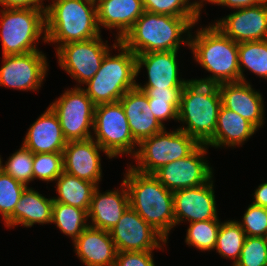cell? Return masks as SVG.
Here are the masks:
<instances>
[{
	"label": "cell",
	"instance_id": "45",
	"mask_svg": "<svg viewBox=\"0 0 267 266\" xmlns=\"http://www.w3.org/2000/svg\"><path fill=\"white\" fill-rule=\"evenodd\" d=\"M3 170V164H2V159L0 157V172Z\"/></svg>",
	"mask_w": 267,
	"mask_h": 266
},
{
	"label": "cell",
	"instance_id": "25",
	"mask_svg": "<svg viewBox=\"0 0 267 266\" xmlns=\"http://www.w3.org/2000/svg\"><path fill=\"white\" fill-rule=\"evenodd\" d=\"M53 198H45L39 192L29 188L23 191L13 214L4 222L7 227L22 224L32 227L35 223L52 222Z\"/></svg>",
	"mask_w": 267,
	"mask_h": 266
},
{
	"label": "cell",
	"instance_id": "20",
	"mask_svg": "<svg viewBox=\"0 0 267 266\" xmlns=\"http://www.w3.org/2000/svg\"><path fill=\"white\" fill-rule=\"evenodd\" d=\"M121 189L100 193L97 186L92 194L88 218L90 227L110 231L130 206L129 193L124 181Z\"/></svg>",
	"mask_w": 267,
	"mask_h": 266
},
{
	"label": "cell",
	"instance_id": "12",
	"mask_svg": "<svg viewBox=\"0 0 267 266\" xmlns=\"http://www.w3.org/2000/svg\"><path fill=\"white\" fill-rule=\"evenodd\" d=\"M207 148L200 144L189 156L162 166L153 175L172 192L203 185L213 177L212 167L204 159Z\"/></svg>",
	"mask_w": 267,
	"mask_h": 266
},
{
	"label": "cell",
	"instance_id": "8",
	"mask_svg": "<svg viewBox=\"0 0 267 266\" xmlns=\"http://www.w3.org/2000/svg\"><path fill=\"white\" fill-rule=\"evenodd\" d=\"M199 145L195 138L179 128L169 133L164 128L138 144L140 149H136L133 156L137 167H130L144 174H154L162 166L189 156Z\"/></svg>",
	"mask_w": 267,
	"mask_h": 266
},
{
	"label": "cell",
	"instance_id": "5",
	"mask_svg": "<svg viewBox=\"0 0 267 266\" xmlns=\"http://www.w3.org/2000/svg\"><path fill=\"white\" fill-rule=\"evenodd\" d=\"M221 106L217 84L196 79L187 80L181 92L178 109V122L187 126L179 129L200 144H206L214 136Z\"/></svg>",
	"mask_w": 267,
	"mask_h": 266
},
{
	"label": "cell",
	"instance_id": "1",
	"mask_svg": "<svg viewBox=\"0 0 267 266\" xmlns=\"http://www.w3.org/2000/svg\"><path fill=\"white\" fill-rule=\"evenodd\" d=\"M200 18H184L144 11L120 40L135 55L154 51H176L190 43V29ZM188 31V32H187ZM187 32L186 39L181 35Z\"/></svg>",
	"mask_w": 267,
	"mask_h": 266
},
{
	"label": "cell",
	"instance_id": "35",
	"mask_svg": "<svg viewBox=\"0 0 267 266\" xmlns=\"http://www.w3.org/2000/svg\"><path fill=\"white\" fill-rule=\"evenodd\" d=\"M63 171V152L34 153L33 180L55 181Z\"/></svg>",
	"mask_w": 267,
	"mask_h": 266
},
{
	"label": "cell",
	"instance_id": "33",
	"mask_svg": "<svg viewBox=\"0 0 267 266\" xmlns=\"http://www.w3.org/2000/svg\"><path fill=\"white\" fill-rule=\"evenodd\" d=\"M33 159L34 153L22 145L18 151L9 156L3 165V171L27 186L33 181Z\"/></svg>",
	"mask_w": 267,
	"mask_h": 266
},
{
	"label": "cell",
	"instance_id": "43",
	"mask_svg": "<svg viewBox=\"0 0 267 266\" xmlns=\"http://www.w3.org/2000/svg\"><path fill=\"white\" fill-rule=\"evenodd\" d=\"M253 199L255 200L252 204L267 208V182L258 186L255 190Z\"/></svg>",
	"mask_w": 267,
	"mask_h": 266
},
{
	"label": "cell",
	"instance_id": "18",
	"mask_svg": "<svg viewBox=\"0 0 267 266\" xmlns=\"http://www.w3.org/2000/svg\"><path fill=\"white\" fill-rule=\"evenodd\" d=\"M217 86L223 107L236 112L256 129L263 126V97L262 94L252 88L248 81L226 82Z\"/></svg>",
	"mask_w": 267,
	"mask_h": 266
},
{
	"label": "cell",
	"instance_id": "41",
	"mask_svg": "<svg viewBox=\"0 0 267 266\" xmlns=\"http://www.w3.org/2000/svg\"><path fill=\"white\" fill-rule=\"evenodd\" d=\"M43 0H0V5L4 8L19 9V8H36L46 10L43 6Z\"/></svg>",
	"mask_w": 267,
	"mask_h": 266
},
{
	"label": "cell",
	"instance_id": "22",
	"mask_svg": "<svg viewBox=\"0 0 267 266\" xmlns=\"http://www.w3.org/2000/svg\"><path fill=\"white\" fill-rule=\"evenodd\" d=\"M134 140L139 144L164 128L154 117L147 96L138 88L127 91L119 100Z\"/></svg>",
	"mask_w": 267,
	"mask_h": 266
},
{
	"label": "cell",
	"instance_id": "4",
	"mask_svg": "<svg viewBox=\"0 0 267 266\" xmlns=\"http://www.w3.org/2000/svg\"><path fill=\"white\" fill-rule=\"evenodd\" d=\"M189 48L194 60L212 75L199 81L220 84L240 81L238 43L210 25L190 34Z\"/></svg>",
	"mask_w": 267,
	"mask_h": 266
},
{
	"label": "cell",
	"instance_id": "16",
	"mask_svg": "<svg viewBox=\"0 0 267 266\" xmlns=\"http://www.w3.org/2000/svg\"><path fill=\"white\" fill-rule=\"evenodd\" d=\"M213 186L211 179L203 185L173 192L175 225L218 218Z\"/></svg>",
	"mask_w": 267,
	"mask_h": 266
},
{
	"label": "cell",
	"instance_id": "9",
	"mask_svg": "<svg viewBox=\"0 0 267 266\" xmlns=\"http://www.w3.org/2000/svg\"><path fill=\"white\" fill-rule=\"evenodd\" d=\"M96 138H93L112 158L117 155H135L134 140L129 122L121 103L100 104L95 107L93 130Z\"/></svg>",
	"mask_w": 267,
	"mask_h": 266
},
{
	"label": "cell",
	"instance_id": "44",
	"mask_svg": "<svg viewBox=\"0 0 267 266\" xmlns=\"http://www.w3.org/2000/svg\"><path fill=\"white\" fill-rule=\"evenodd\" d=\"M206 1V0H201L198 2V6L202 9V6H204L203 2Z\"/></svg>",
	"mask_w": 267,
	"mask_h": 266
},
{
	"label": "cell",
	"instance_id": "3",
	"mask_svg": "<svg viewBox=\"0 0 267 266\" xmlns=\"http://www.w3.org/2000/svg\"><path fill=\"white\" fill-rule=\"evenodd\" d=\"M46 6V42L61 45L99 37L97 7L94 0H52Z\"/></svg>",
	"mask_w": 267,
	"mask_h": 266
},
{
	"label": "cell",
	"instance_id": "40",
	"mask_svg": "<svg viewBox=\"0 0 267 266\" xmlns=\"http://www.w3.org/2000/svg\"><path fill=\"white\" fill-rule=\"evenodd\" d=\"M148 100H161L167 103H180L183 88H138Z\"/></svg>",
	"mask_w": 267,
	"mask_h": 266
},
{
	"label": "cell",
	"instance_id": "31",
	"mask_svg": "<svg viewBox=\"0 0 267 266\" xmlns=\"http://www.w3.org/2000/svg\"><path fill=\"white\" fill-rule=\"evenodd\" d=\"M144 11L184 18H200L198 1L190 0H141ZM190 2V3H189Z\"/></svg>",
	"mask_w": 267,
	"mask_h": 266
},
{
	"label": "cell",
	"instance_id": "13",
	"mask_svg": "<svg viewBox=\"0 0 267 266\" xmlns=\"http://www.w3.org/2000/svg\"><path fill=\"white\" fill-rule=\"evenodd\" d=\"M109 233L118 252L153 251L156 248L161 249L162 244L167 243V240L130 206Z\"/></svg>",
	"mask_w": 267,
	"mask_h": 266
},
{
	"label": "cell",
	"instance_id": "21",
	"mask_svg": "<svg viewBox=\"0 0 267 266\" xmlns=\"http://www.w3.org/2000/svg\"><path fill=\"white\" fill-rule=\"evenodd\" d=\"M73 244L85 266H115L118 251L109 231L88 226Z\"/></svg>",
	"mask_w": 267,
	"mask_h": 266
},
{
	"label": "cell",
	"instance_id": "30",
	"mask_svg": "<svg viewBox=\"0 0 267 266\" xmlns=\"http://www.w3.org/2000/svg\"><path fill=\"white\" fill-rule=\"evenodd\" d=\"M246 234L238 221L221 222L218 231L215 250L224 258L234 260L233 266L239 261Z\"/></svg>",
	"mask_w": 267,
	"mask_h": 266
},
{
	"label": "cell",
	"instance_id": "42",
	"mask_svg": "<svg viewBox=\"0 0 267 266\" xmlns=\"http://www.w3.org/2000/svg\"><path fill=\"white\" fill-rule=\"evenodd\" d=\"M211 4L231 7L232 9H243L266 3L267 0H210Z\"/></svg>",
	"mask_w": 267,
	"mask_h": 266
},
{
	"label": "cell",
	"instance_id": "6",
	"mask_svg": "<svg viewBox=\"0 0 267 266\" xmlns=\"http://www.w3.org/2000/svg\"><path fill=\"white\" fill-rule=\"evenodd\" d=\"M113 48L121 52L110 56L108 51L100 69L83 88L96 106L118 102L127 91L136 88V55L120 41Z\"/></svg>",
	"mask_w": 267,
	"mask_h": 266
},
{
	"label": "cell",
	"instance_id": "23",
	"mask_svg": "<svg viewBox=\"0 0 267 266\" xmlns=\"http://www.w3.org/2000/svg\"><path fill=\"white\" fill-rule=\"evenodd\" d=\"M66 144L58 116L50 106L30 126L23 141L33 153L63 152Z\"/></svg>",
	"mask_w": 267,
	"mask_h": 266
},
{
	"label": "cell",
	"instance_id": "11",
	"mask_svg": "<svg viewBox=\"0 0 267 266\" xmlns=\"http://www.w3.org/2000/svg\"><path fill=\"white\" fill-rule=\"evenodd\" d=\"M101 36L61 45L57 50L59 66L79 84H86L100 69L109 47Z\"/></svg>",
	"mask_w": 267,
	"mask_h": 266
},
{
	"label": "cell",
	"instance_id": "26",
	"mask_svg": "<svg viewBox=\"0 0 267 266\" xmlns=\"http://www.w3.org/2000/svg\"><path fill=\"white\" fill-rule=\"evenodd\" d=\"M257 129L234 111L221 106L214 136L206 143L211 147H234L243 145Z\"/></svg>",
	"mask_w": 267,
	"mask_h": 266
},
{
	"label": "cell",
	"instance_id": "34",
	"mask_svg": "<svg viewBox=\"0 0 267 266\" xmlns=\"http://www.w3.org/2000/svg\"><path fill=\"white\" fill-rule=\"evenodd\" d=\"M26 187L3 170L0 172V214L4 222L13 214Z\"/></svg>",
	"mask_w": 267,
	"mask_h": 266
},
{
	"label": "cell",
	"instance_id": "28",
	"mask_svg": "<svg viewBox=\"0 0 267 266\" xmlns=\"http://www.w3.org/2000/svg\"><path fill=\"white\" fill-rule=\"evenodd\" d=\"M87 221L88 212L86 210L53 202L51 223H55L63 234L72 238L73 242L89 226Z\"/></svg>",
	"mask_w": 267,
	"mask_h": 266
},
{
	"label": "cell",
	"instance_id": "39",
	"mask_svg": "<svg viewBox=\"0 0 267 266\" xmlns=\"http://www.w3.org/2000/svg\"><path fill=\"white\" fill-rule=\"evenodd\" d=\"M148 102L154 117L162 126H164L163 122L169 119L178 121L180 103H167L161 100H148Z\"/></svg>",
	"mask_w": 267,
	"mask_h": 266
},
{
	"label": "cell",
	"instance_id": "10",
	"mask_svg": "<svg viewBox=\"0 0 267 266\" xmlns=\"http://www.w3.org/2000/svg\"><path fill=\"white\" fill-rule=\"evenodd\" d=\"M58 116L63 135L68 141L92 138L96 105L83 88L77 86L66 90L49 105Z\"/></svg>",
	"mask_w": 267,
	"mask_h": 266
},
{
	"label": "cell",
	"instance_id": "2",
	"mask_svg": "<svg viewBox=\"0 0 267 266\" xmlns=\"http://www.w3.org/2000/svg\"><path fill=\"white\" fill-rule=\"evenodd\" d=\"M124 178L130 207L167 240L175 226L173 192L153 174H144L131 167Z\"/></svg>",
	"mask_w": 267,
	"mask_h": 266
},
{
	"label": "cell",
	"instance_id": "38",
	"mask_svg": "<svg viewBox=\"0 0 267 266\" xmlns=\"http://www.w3.org/2000/svg\"><path fill=\"white\" fill-rule=\"evenodd\" d=\"M115 266H155L152 251L117 252Z\"/></svg>",
	"mask_w": 267,
	"mask_h": 266
},
{
	"label": "cell",
	"instance_id": "27",
	"mask_svg": "<svg viewBox=\"0 0 267 266\" xmlns=\"http://www.w3.org/2000/svg\"><path fill=\"white\" fill-rule=\"evenodd\" d=\"M55 181L58 197H53V201L71 205L88 212L93 191L97 187L94 183L64 171Z\"/></svg>",
	"mask_w": 267,
	"mask_h": 266
},
{
	"label": "cell",
	"instance_id": "32",
	"mask_svg": "<svg viewBox=\"0 0 267 266\" xmlns=\"http://www.w3.org/2000/svg\"><path fill=\"white\" fill-rule=\"evenodd\" d=\"M185 242L201 251L214 250L221 222L214 220L196 221L189 223Z\"/></svg>",
	"mask_w": 267,
	"mask_h": 266
},
{
	"label": "cell",
	"instance_id": "24",
	"mask_svg": "<svg viewBox=\"0 0 267 266\" xmlns=\"http://www.w3.org/2000/svg\"><path fill=\"white\" fill-rule=\"evenodd\" d=\"M97 22L100 26L117 29L116 41H120L143 14L141 0H94Z\"/></svg>",
	"mask_w": 267,
	"mask_h": 266
},
{
	"label": "cell",
	"instance_id": "29",
	"mask_svg": "<svg viewBox=\"0 0 267 266\" xmlns=\"http://www.w3.org/2000/svg\"><path fill=\"white\" fill-rule=\"evenodd\" d=\"M238 55L240 81L246 82L244 68L267 79V39L238 43Z\"/></svg>",
	"mask_w": 267,
	"mask_h": 266
},
{
	"label": "cell",
	"instance_id": "17",
	"mask_svg": "<svg viewBox=\"0 0 267 266\" xmlns=\"http://www.w3.org/2000/svg\"><path fill=\"white\" fill-rule=\"evenodd\" d=\"M101 150L109 159L112 158L93 137L86 140L68 141L63 150L64 172L98 186L102 177L99 153Z\"/></svg>",
	"mask_w": 267,
	"mask_h": 266
},
{
	"label": "cell",
	"instance_id": "37",
	"mask_svg": "<svg viewBox=\"0 0 267 266\" xmlns=\"http://www.w3.org/2000/svg\"><path fill=\"white\" fill-rule=\"evenodd\" d=\"M246 236L267 237V208L251 204L242 222H238Z\"/></svg>",
	"mask_w": 267,
	"mask_h": 266
},
{
	"label": "cell",
	"instance_id": "14",
	"mask_svg": "<svg viewBox=\"0 0 267 266\" xmlns=\"http://www.w3.org/2000/svg\"><path fill=\"white\" fill-rule=\"evenodd\" d=\"M2 57L0 86L20 91L39 90L48 69V61L42 51Z\"/></svg>",
	"mask_w": 267,
	"mask_h": 266
},
{
	"label": "cell",
	"instance_id": "15",
	"mask_svg": "<svg viewBox=\"0 0 267 266\" xmlns=\"http://www.w3.org/2000/svg\"><path fill=\"white\" fill-rule=\"evenodd\" d=\"M213 25L236 43L266 40L267 2L237 9Z\"/></svg>",
	"mask_w": 267,
	"mask_h": 266
},
{
	"label": "cell",
	"instance_id": "7",
	"mask_svg": "<svg viewBox=\"0 0 267 266\" xmlns=\"http://www.w3.org/2000/svg\"><path fill=\"white\" fill-rule=\"evenodd\" d=\"M45 11L36 8H5L0 11L3 56L39 50L35 43H39L40 36L46 43Z\"/></svg>",
	"mask_w": 267,
	"mask_h": 266
},
{
	"label": "cell",
	"instance_id": "36",
	"mask_svg": "<svg viewBox=\"0 0 267 266\" xmlns=\"http://www.w3.org/2000/svg\"><path fill=\"white\" fill-rule=\"evenodd\" d=\"M235 266H267V238L247 236Z\"/></svg>",
	"mask_w": 267,
	"mask_h": 266
},
{
	"label": "cell",
	"instance_id": "19",
	"mask_svg": "<svg viewBox=\"0 0 267 266\" xmlns=\"http://www.w3.org/2000/svg\"><path fill=\"white\" fill-rule=\"evenodd\" d=\"M176 51H154L136 55V75L146 67L148 82L136 88H183L187 80L179 78Z\"/></svg>",
	"mask_w": 267,
	"mask_h": 266
}]
</instances>
